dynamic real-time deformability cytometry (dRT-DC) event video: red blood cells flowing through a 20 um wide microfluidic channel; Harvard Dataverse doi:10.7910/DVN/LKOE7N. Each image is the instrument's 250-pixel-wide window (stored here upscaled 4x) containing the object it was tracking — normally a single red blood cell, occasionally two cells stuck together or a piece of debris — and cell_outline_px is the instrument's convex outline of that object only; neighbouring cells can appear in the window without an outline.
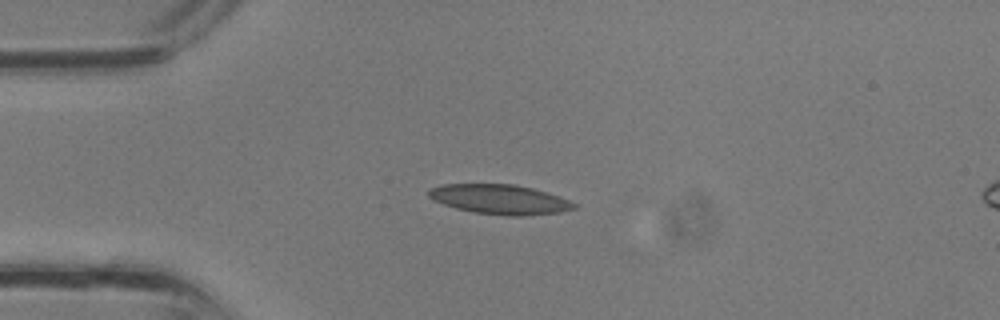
{"species": "common noctule bat (a hibernating species)", "species_latin": "Nyctalus noctula", "temperature_condition": "room temperature", "stored_images_in_passage": 27, "camera_frame_rate_fps": 3000, "um_per_image_px": 0.085, "animal": {"sex": "male", "body_mass_g": 13.3}, "frame": {"image": 1, "passage_image": 1, "time_ms": 0.0, "image_size_px": [1000, 320], "cell_outline_px": [[576, 208], [560, 212], [524, 216], [508, 216], [472, 212], [456, 208], [432, 200], [428, 196], [428, 188], [440, 184], [516, 184], [532, 188], [568, 200], [576, 204]], "centroid_in_image_um": [42.42, 16.94], "position_along_channel_um": 42.6, "area_um2": 25.14}}
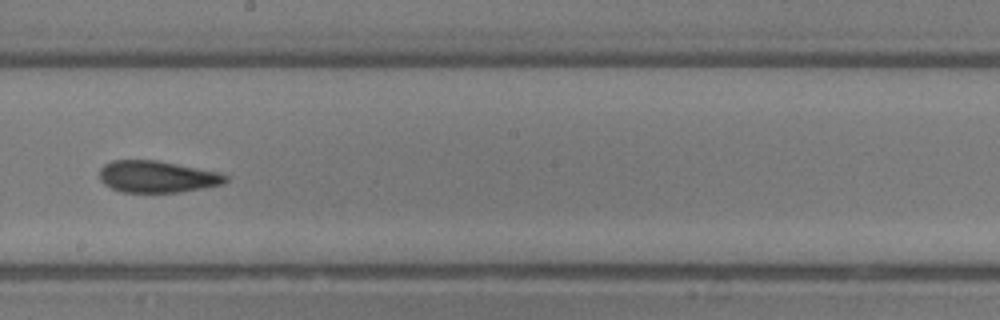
{"frame": {"image": 2, "passage_image": 12, "time_ms": 3.667, "image_size_px": [1000, 320], "cell_outline_px": [[228, 180], [224, 184], [204, 188], [180, 192], [120, 192], [104, 184], [100, 180], [100, 168], [104, 164], [112, 160], [156, 160], [220, 172], [228, 176]], "centroid_in_image_um": [13.37, 15.02], "position_along_channel_um": 234.8, "area_um2": 23.47}}
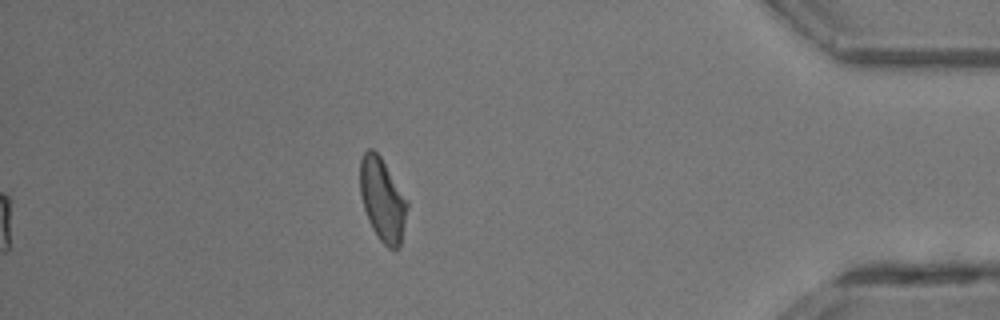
{"frame": {"image": 3, "passage_image": 23, "time_ms": 7.333, "image_size_px": [1000, 320], "cell_outline_px": [[408, 208], [400, 248], [396, 252], [388, 248], [380, 240], [372, 228], [368, 220], [360, 196], [360, 160], [364, 152], [368, 148], [372, 148], [380, 156], [408, 200]], "centroid_in_image_um": [32.52, 17.0], "position_along_channel_um": 402.7, "area_um2": 23.06}}